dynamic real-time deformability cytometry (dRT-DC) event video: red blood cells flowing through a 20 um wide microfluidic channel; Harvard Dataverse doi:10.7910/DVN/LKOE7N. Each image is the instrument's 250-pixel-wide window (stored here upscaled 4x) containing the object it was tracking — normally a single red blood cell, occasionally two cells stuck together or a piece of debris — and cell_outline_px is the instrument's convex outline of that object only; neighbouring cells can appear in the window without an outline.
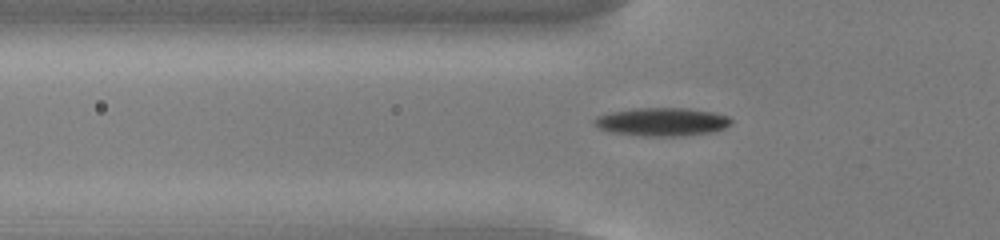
{"species": "common noctule bat (a hibernating species)", "species_latin": "Nyctalus noctula", "temperature_condition": "cold", "stored_images_in_passage": 55, "camera_frame_rate_fps": 3000, "um_per_image_px": 0.085, "animal": {"sex": "male", "body_mass_g": 13.0, "forearm_length_mm": 53.1}, "frame": {"image": 1, "passage_image": 19, "time_ms": 6.0, "image_size_px": [1000, 240], "cell_outline_px": [[732, 124], [724, 128], [712, 132], [680, 136], [644, 136], [612, 132], [600, 128], [592, 124], [592, 120], [596, 116], [612, 112], [632, 108], [688, 108], [712, 112], [728, 116], [732, 120]], "centroid_in_image_um": [56.26, 10.35], "position_along_channel_um": 69.5, "area_um2": 22.6}}
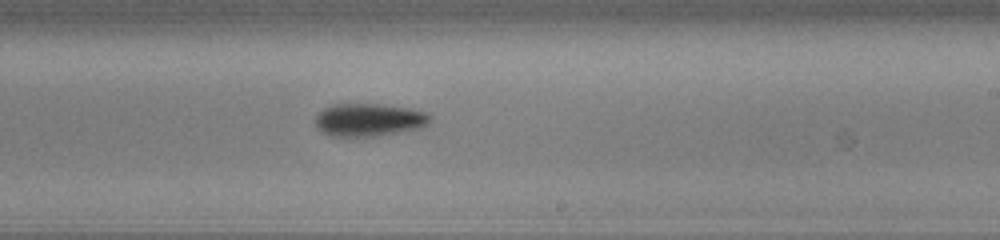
{"frame": {"image": 2, "passage_image": 34, "time_ms": 11.0, "image_size_px": [1000, 240], "cell_outline_px": [[432, 120], [420, 128], [376, 136], [332, 136], [320, 132], [316, 128], [316, 116], [324, 108], [332, 104], [380, 104], [408, 108], [424, 112], [432, 116]], "centroid_in_image_um": [31.34, 10.19], "position_along_channel_um": 257.7, "area_um2": 21.91}}
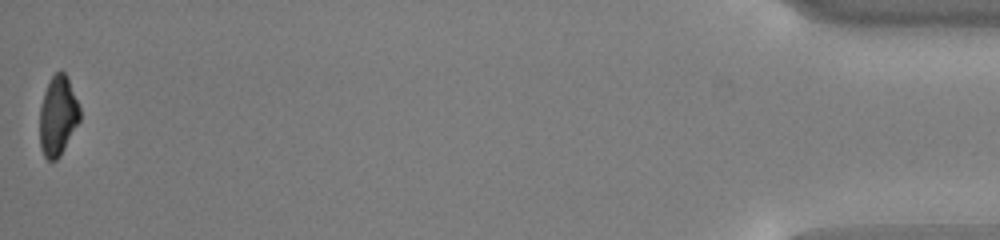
{"frame": {"image": 3, "passage_image": 55, "time_ms": 18.0, "image_size_px": [1000, 240], "cell_outline_px": [[80, 120], [60, 156], [56, 160], [48, 160], [44, 156], [40, 148], [40, 108], [44, 92], [52, 76], [56, 72], [64, 72], [68, 80], [80, 108]], "centroid_in_image_um": [4.91, 9.89], "position_along_channel_um": 430.3, "area_um2": 18.32}, "authors_computed_cell_mechanics": {"area_um2": 20.3456, "velocity_mm_per_s": 3.7873, "shape_relaxation_time_tau1_ms": 1.8199, "shape_relaxation_time_tau2_ms": null, "deformation_change_tau1": 0.1327, "deformation_change_tau2": null}}